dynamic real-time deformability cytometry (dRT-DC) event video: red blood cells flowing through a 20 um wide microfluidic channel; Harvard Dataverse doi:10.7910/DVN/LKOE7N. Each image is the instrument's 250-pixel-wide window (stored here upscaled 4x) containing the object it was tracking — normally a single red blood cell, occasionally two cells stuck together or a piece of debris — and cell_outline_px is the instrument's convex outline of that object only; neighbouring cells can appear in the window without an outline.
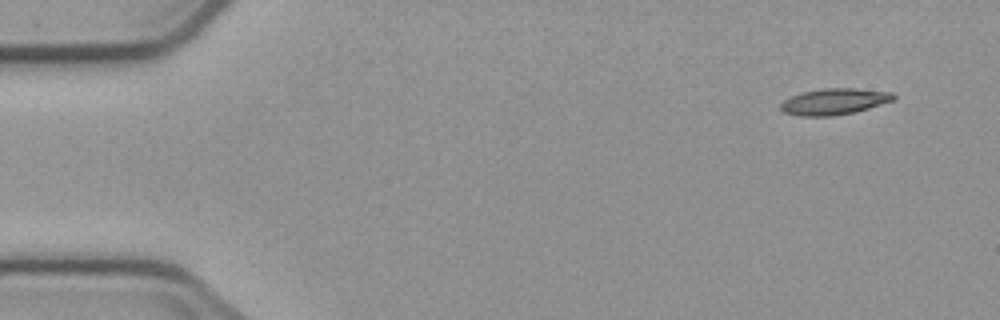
{"species": "common noctule bat (a hibernating species)", "species_latin": "Nyctalus noctula", "temperature_condition": "cold", "stored_images_in_passage": 5, "camera_frame_rate_fps": 3000, "um_per_image_px": 0.085, "animal": {"sex": "male", "body_mass_g": 23.1, "forearm_length_mm": 52.7}, "frame": {"image": 1, "passage_image": 1, "time_ms": 0.0, "image_size_px": [1000, 320], "cell_outline_px": [[896, 100], [856, 112], [832, 116], [800, 116], [784, 112], [780, 108], [780, 104], [784, 100], [800, 92], [824, 88], [856, 88], [892, 92], [896, 96]], "centroid_in_image_um": [70.94, 8.63], "position_along_channel_um": 14.1, "area_um2": 17.46}}
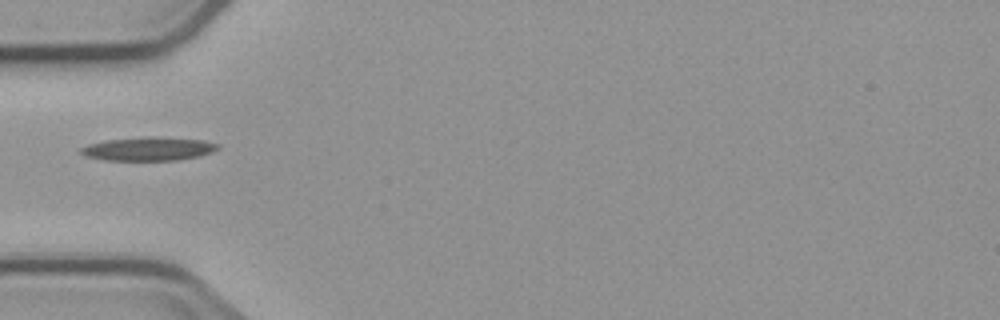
{"frame": {"image": 2, "passage_image": 5, "time_ms": 4.667, "image_size_px": [1000, 320], "cell_outline_px": [[220, 148], [212, 152], [200, 156], [176, 160], [104, 160], [84, 156], [80, 152], [80, 148], [88, 144], [108, 140], [148, 136], [204, 140], [220, 144]], "centroid_in_image_um": [12.64, 12.65], "position_along_channel_um": 72.4, "area_um2": 18.84}}